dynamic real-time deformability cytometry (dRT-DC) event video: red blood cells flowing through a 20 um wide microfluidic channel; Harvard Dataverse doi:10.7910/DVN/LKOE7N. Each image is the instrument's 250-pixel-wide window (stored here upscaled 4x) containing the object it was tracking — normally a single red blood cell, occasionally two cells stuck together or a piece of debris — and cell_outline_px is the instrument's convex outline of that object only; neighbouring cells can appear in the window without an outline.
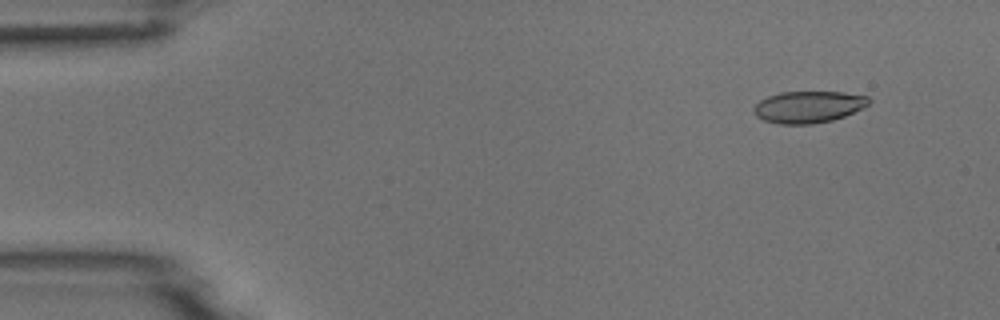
{"species": "common noctule bat (a hibernating species)", "species_latin": "Nyctalus noctula", "temperature_condition": "room temperature", "stored_images_in_passage": 4, "camera_frame_rate_fps": 3000, "um_per_image_px": 0.085, "animal": {"sex": "male", "body_mass_g": 18.8}, "frame": {"image": 1, "passage_image": 1, "time_ms": 0.0, "image_size_px": [1000, 320], "cell_outline_px": [[872, 100], [868, 104], [844, 116], [832, 120], [812, 124], [780, 124], [764, 120], [756, 116], [752, 112], [752, 108], [760, 100], [768, 96], [780, 92], [844, 92], [868, 96]], "centroid_in_image_um": [68.68, 9.08], "position_along_channel_um": 16.3, "area_um2": 21.27}}
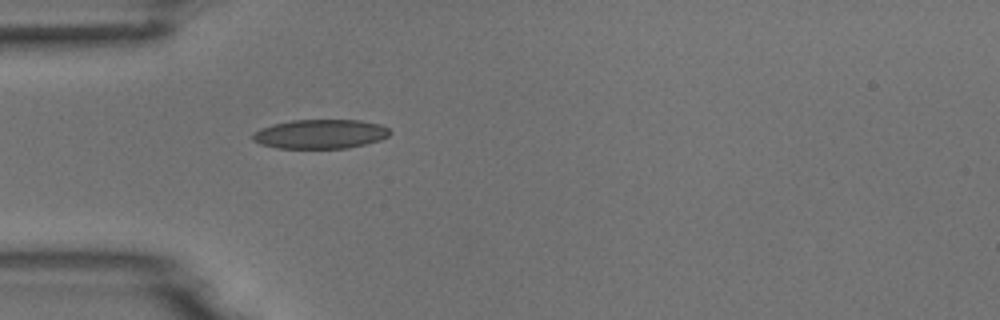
{"frame": {"image": 2, "passage_image": 4, "time_ms": 3.667, "image_size_px": [1000, 320], "cell_outline_px": [[392, 132], [388, 136], [380, 140], [348, 148], [276, 148], [260, 144], [252, 140], [252, 132], [260, 128], [272, 124], [292, 120], [360, 120], [380, 124], [388, 128]], "centroid_in_image_um": [27.2, 11.39], "position_along_channel_um": 57.8, "area_um2": 23.52}}